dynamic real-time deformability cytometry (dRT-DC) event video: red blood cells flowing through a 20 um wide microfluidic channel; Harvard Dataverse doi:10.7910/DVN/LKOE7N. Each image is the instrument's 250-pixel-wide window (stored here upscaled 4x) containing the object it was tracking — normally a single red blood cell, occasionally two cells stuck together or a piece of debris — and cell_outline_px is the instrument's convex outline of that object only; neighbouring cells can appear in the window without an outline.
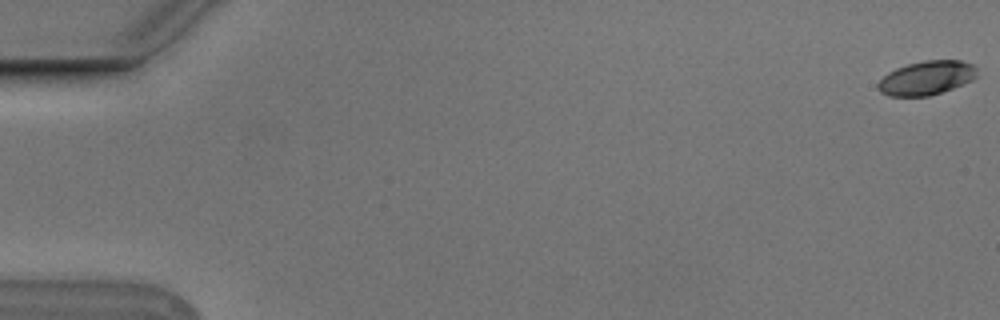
{"species": "Egyptian fruit bat (a non-hibernating species)", "species_latin": "Rousettus aegyptiacus", "temperature_condition": "cold", "stored_images_in_passage": 56, "camera_frame_rate_fps": 3000, "um_per_image_px": 0.085, "animal": {"sex": "male"}, "frame": {"image": 1, "passage_image": 1, "time_ms": 0.0, "image_size_px": [1000, 320], "cell_outline_px": [[980, 76], [964, 84], [928, 96], [888, 96], [880, 92], [876, 88], [876, 84], [888, 72], [896, 68], [908, 64], [924, 60], [960, 60], [972, 64], [976, 68]], "centroid_in_image_um": [78.76, 6.62], "position_along_channel_um": 6.2, "area_um2": 19.77}}
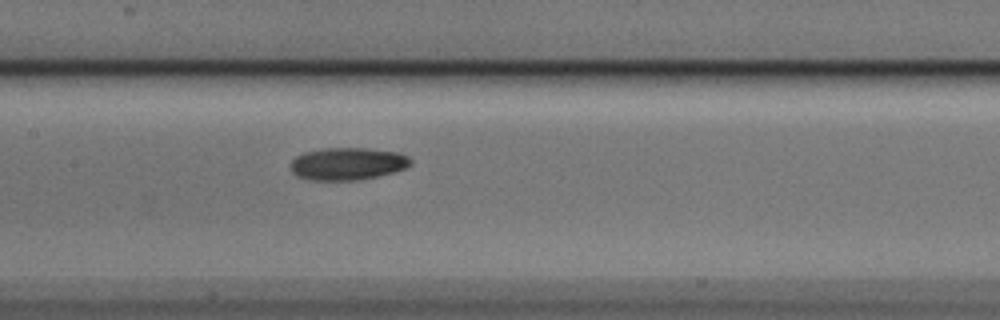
{"frame": {"image": 2, "passage_image": 28, "time_ms": 9.0, "image_size_px": [1000, 320], "cell_outline_px": [[412, 164], [404, 168], [392, 172], [376, 176], [356, 180], [308, 180], [296, 176], [292, 172], [288, 164], [296, 156], [304, 152], [324, 148], [364, 148], [400, 152], [408, 156], [412, 160]], "centroid_in_image_um": [29.5, 13.91], "position_along_channel_um": 177.9, "area_um2": 22.83}}
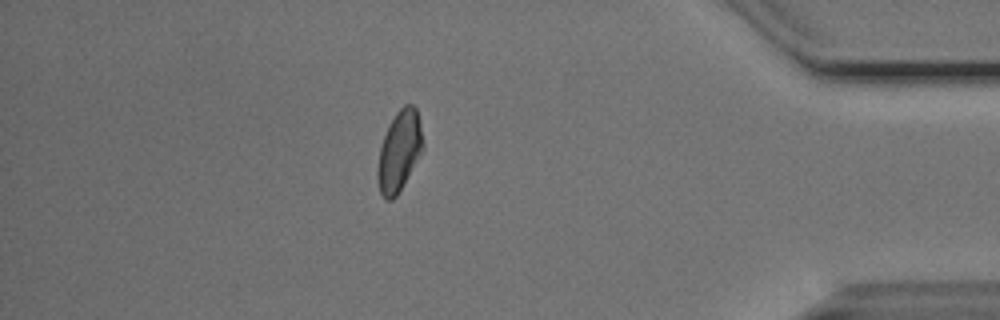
{"frame": {"image": 3, "passage_image": 49, "time_ms": 16.0, "image_size_px": [1000, 320], "cell_outline_px": [[424, 144], [420, 152], [396, 196], [392, 200], [388, 200], [380, 192], [376, 176], [376, 172], [380, 148], [388, 124], [396, 112], [404, 104], [412, 104], [416, 108], [420, 124]], "centroid_in_image_um": [33.91, 12.8], "position_along_channel_um": 401.3, "area_um2": 20.75}, "authors_computed_cell_mechanics": {"area_um2": 21.4727, "velocity_mm_per_s": 3.7391, "shape_relaxation_time_tau1_ms": 3.2775, "shape_relaxation_time_tau2_ms": null, "deformation_change_tau1": 0.1205, "deformation_change_tau2": null}}